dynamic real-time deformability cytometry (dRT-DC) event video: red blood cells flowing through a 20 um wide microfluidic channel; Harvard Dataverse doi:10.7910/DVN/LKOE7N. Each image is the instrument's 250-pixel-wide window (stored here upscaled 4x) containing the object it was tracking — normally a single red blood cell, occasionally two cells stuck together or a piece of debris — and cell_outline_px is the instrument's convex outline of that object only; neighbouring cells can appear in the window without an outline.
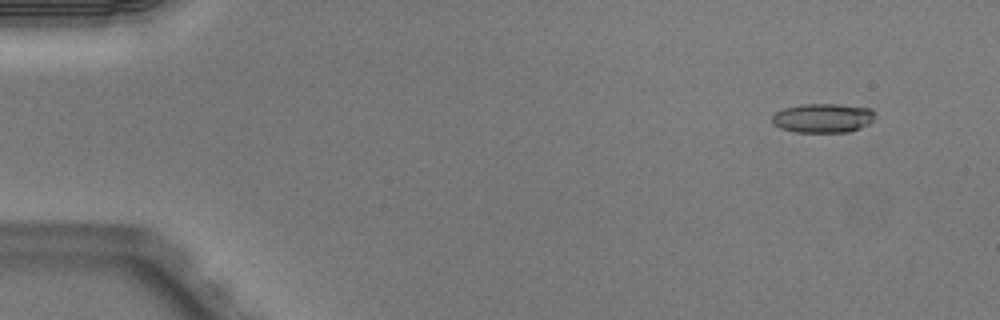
{"species": "Egyptian fruit bat (a non-hibernating species)", "species_latin": "Rousettus aegyptiacus", "temperature_condition": "warm", "stored_images_in_passage": 51, "camera_frame_rate_fps": 3000, "um_per_image_px": 0.085, "animal": {"sex": "male"}, "frame": {"image": 1, "passage_image": 5, "time_ms": 1.333, "image_size_px": [1000, 320], "cell_outline_px": [[876, 112], [872, 120], [868, 124], [860, 128], [848, 132], [796, 132], [780, 128], [772, 124], [772, 116], [776, 112], [784, 108], [800, 104], [836, 104], [872, 108]], "centroid_in_image_um": [69.94, 10.03], "position_along_channel_um": 15.1, "area_um2": 17.63}}
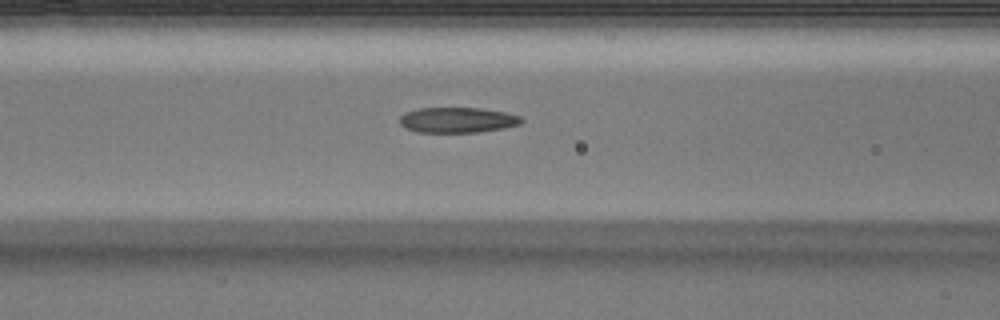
{"frame": {"image": 2, "passage_image": 22, "time_ms": 7.0, "image_size_px": [1000, 320], "cell_outline_px": [[524, 120], [520, 124], [504, 128], [480, 132], [416, 132], [404, 128], [400, 124], [400, 116], [404, 112], [416, 108], [480, 108], [504, 112], [520, 116]], "centroid_in_image_um": [38.85, 10.2], "position_along_channel_um": 127.7, "area_um2": 18.15}}
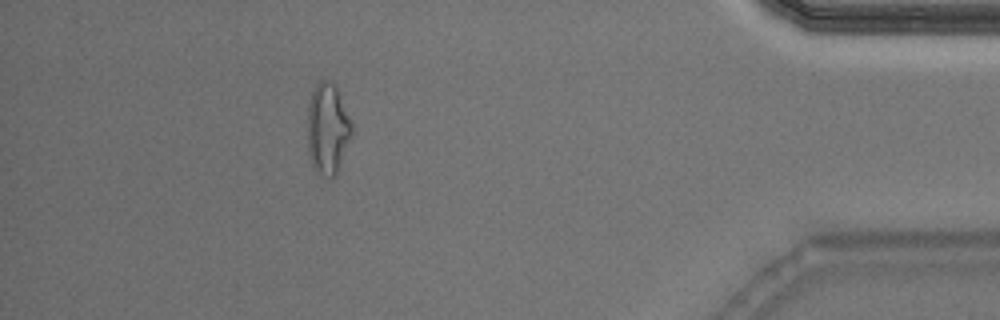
{"frame": {"image": 3, "passage_image": 46, "time_ms": 15.0, "image_size_px": [1000, 320], "cell_outline_px": [[352, 132], [340, 168], [336, 176], [324, 176], [316, 172], [312, 164], [308, 152], [308, 104], [312, 92], [316, 84], [320, 80], [328, 80], [336, 84], [352, 124]], "centroid_in_image_um": [27.85, 10.94], "position_along_channel_um": 407.3, "area_um2": 23.58}, "authors_computed_cell_mechanics": {"area_um2": 18.0914, "velocity_mm_per_s": 4.0737, "shape_relaxation_time_tau1_ms": null, "shape_relaxation_time_tau2_ms": 2.9591, "deformation_change_tau1": null, "deformation_change_tau2": 0.1208}}